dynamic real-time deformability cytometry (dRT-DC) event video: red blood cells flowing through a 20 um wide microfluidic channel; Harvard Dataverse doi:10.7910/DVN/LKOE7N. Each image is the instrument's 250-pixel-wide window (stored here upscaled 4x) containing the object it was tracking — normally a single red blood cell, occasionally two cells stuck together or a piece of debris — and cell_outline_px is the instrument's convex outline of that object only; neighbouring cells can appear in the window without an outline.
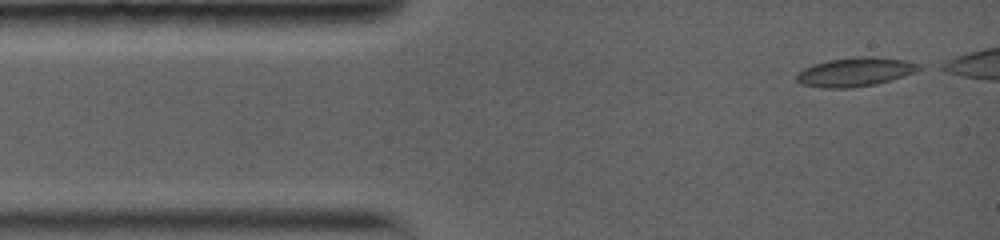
{"species": "common noctule bat (a hibernating species)", "species_latin": "Nyctalus noctula", "temperature_condition": "warm", "stored_images_in_passage": 6, "segment_of_instrument_passage": [1, 2], "camera_frame_rate_fps": 5000, "um_per_image_px": 0.085, "animal": {"sex": "female", "body_mass_g": 19.0, "forearm_length_mm": 56.7}, "frame": {"image": 1, "passage_image": 1, "time_ms": 0.0, "image_size_px": [1000, 240], "cell_outline_px": [[924, 68], [916, 72], [892, 80], [876, 84], [852, 88], [820, 88], [800, 84], [796, 80], [796, 72], [812, 64], [828, 60], [852, 56], [872, 56], [904, 60], [924, 64]], "centroid_in_image_um": [72.71, 6.11], "position_along_channel_um": 12.3, "area_um2": 21.21}}
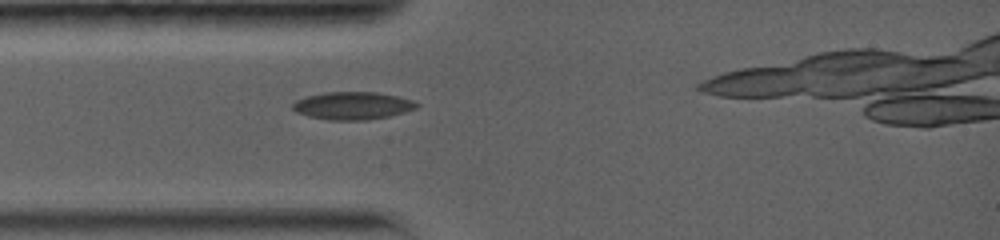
{"frame": {"image": 2, "passage_image": 4, "time_ms": 2.6, "image_size_px": [1000, 240], "cell_outline_px": [[420, 104], [416, 108], [404, 112], [388, 116], [368, 120], [328, 120], [308, 116], [296, 112], [292, 108], [292, 104], [296, 100], [308, 96], [324, 92], [376, 92], [396, 96], [412, 100]], "centroid_in_image_um": [29.95, 8.98], "position_along_channel_um": 55.0, "area_um2": 19.94}}
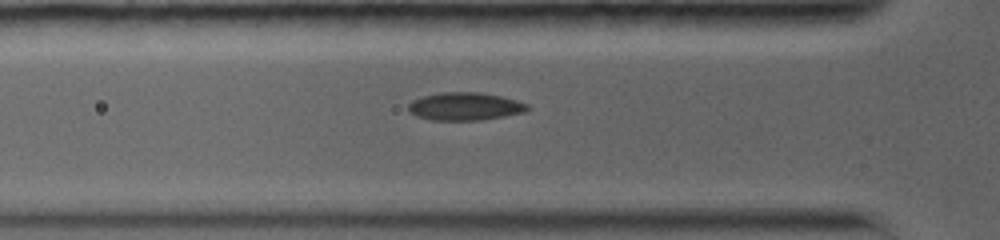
{"frame": {"image": 3, "passage_image": 5, "time_ms": 3.4, "image_size_px": [1000, 240], "cell_outline_px": [[532, 108], [524, 112], [504, 116], [480, 120], [432, 120], [416, 116], [408, 112], [408, 104], [412, 100], [424, 96], [440, 92], [480, 92], [500, 96], [516, 100], [528, 104]], "centroid_in_image_um": [39.51, 9.04], "position_along_channel_um": 86.3, "area_um2": 19.42}}